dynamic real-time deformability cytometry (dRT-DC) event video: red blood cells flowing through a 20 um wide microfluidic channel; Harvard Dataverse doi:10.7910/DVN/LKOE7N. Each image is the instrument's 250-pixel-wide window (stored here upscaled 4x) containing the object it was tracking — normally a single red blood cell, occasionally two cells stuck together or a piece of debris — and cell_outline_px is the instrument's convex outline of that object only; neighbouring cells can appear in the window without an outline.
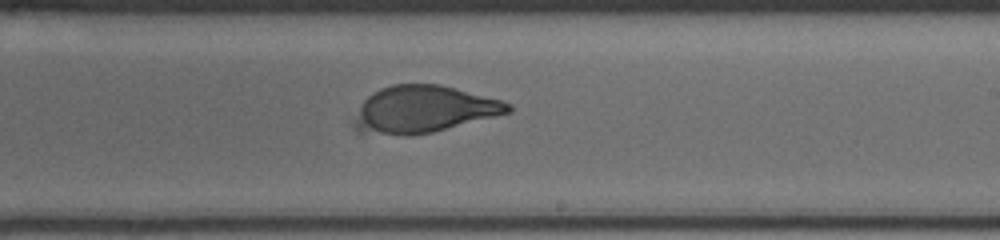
{"species": "human", "species_latin": "Homo sapiens", "temperature_condition": "cold", "stored_images_in_passage": 72, "camera_frame_rate_fps": 3000, "um_per_image_px": 0.085, "donor": {"sex": "male"}, "frame": {"image": 1, "passage_image": 50, "time_ms": 16.333, "image_size_px": [1000, 240], "cell_outline_px": [[512, 112], [432, 132], [412, 136], [404, 136], [360, 132], [352, 124], [364, 100], [372, 92], [380, 88], [392, 84], [440, 84], [504, 100], [512, 104]], "centroid_in_image_um": [36.04, 9.29], "position_along_channel_um": 253.0, "area_um2": 42.25}}
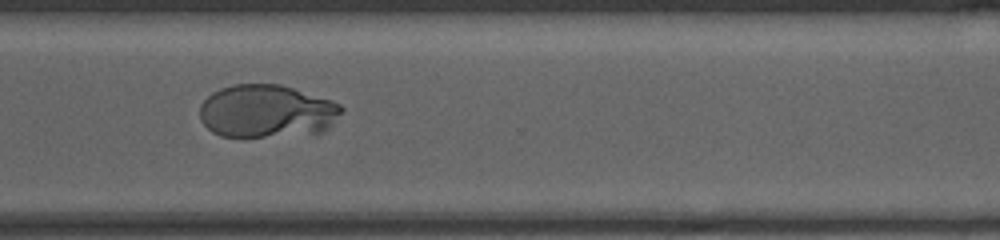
{"frame": {"image": 2, "passage_image": 58, "time_ms": 19.0, "image_size_px": [1000, 240], "cell_outline_px": [[344, 108], [328, 128], [324, 132], [244, 140], [240, 140], [220, 136], [212, 132], [200, 120], [200, 104], [212, 92], [220, 88], [232, 84], [280, 84], [332, 100], [340, 104]], "centroid_in_image_um": [22.63, 9.5], "position_along_channel_um": 348.0, "area_um2": 44.85}}